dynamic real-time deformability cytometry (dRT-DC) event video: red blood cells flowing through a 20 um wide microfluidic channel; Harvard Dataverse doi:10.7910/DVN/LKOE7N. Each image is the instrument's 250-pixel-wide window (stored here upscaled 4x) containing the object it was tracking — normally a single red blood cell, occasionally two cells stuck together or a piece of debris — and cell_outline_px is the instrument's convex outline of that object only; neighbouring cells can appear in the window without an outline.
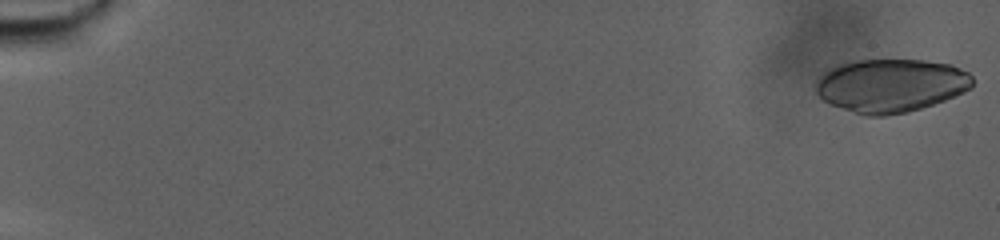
{"species": "human", "species_latin": "Homo sapiens", "temperature_condition": "warm", "stored_images_in_passage": 94, "camera_frame_rate_fps": 3000, "um_per_image_px": 0.085, "donor": {"sex": "male"}, "frame": {"image": 1, "passage_image": 2, "time_ms": 0.333, "image_size_px": [1000, 240], "cell_outline_px": [[972, 88], [964, 92], [944, 100], [908, 112], [884, 116], [864, 116], [832, 104], [824, 100], [816, 92], [816, 84], [820, 76], [824, 72], [840, 64], [852, 60], [924, 60], [952, 64], [968, 72], [972, 76]], "centroid_in_image_um": [75.74, 7.26], "position_along_channel_um": 9.3, "area_um2": 48.61}}
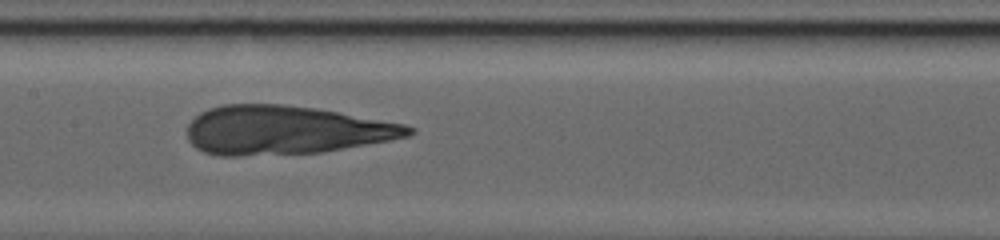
{"frame": {"image": 2, "passage_image": 51, "time_ms": 16.667, "image_size_px": [1000, 240], "cell_outline_px": [[416, 132], [408, 136], [392, 140], [324, 152], [240, 156], [220, 156], [204, 152], [196, 148], [188, 140], [188, 124], [200, 112], [208, 108], [224, 104], [284, 104], [316, 108], [404, 124], [416, 128]], "centroid_in_image_um": [24.26, 11.06], "position_along_channel_um": 183.1, "area_um2": 63.12}}
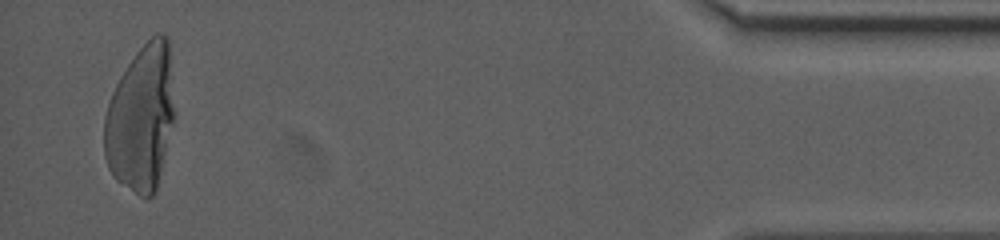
{"frame": {"image": 3, "passage_image": 91, "time_ms": 30.0, "image_size_px": [1000, 240], "cell_outline_px": [[176, 116], [156, 192], [148, 200], [140, 196], [116, 180], [112, 176], [108, 168], [104, 156], [104, 116], [112, 92], [120, 76], [136, 52], [156, 32], [160, 32], [168, 36]], "centroid_in_image_um": [12.01, 10.07], "position_along_channel_um": 423.2, "area_um2": 60.81}}